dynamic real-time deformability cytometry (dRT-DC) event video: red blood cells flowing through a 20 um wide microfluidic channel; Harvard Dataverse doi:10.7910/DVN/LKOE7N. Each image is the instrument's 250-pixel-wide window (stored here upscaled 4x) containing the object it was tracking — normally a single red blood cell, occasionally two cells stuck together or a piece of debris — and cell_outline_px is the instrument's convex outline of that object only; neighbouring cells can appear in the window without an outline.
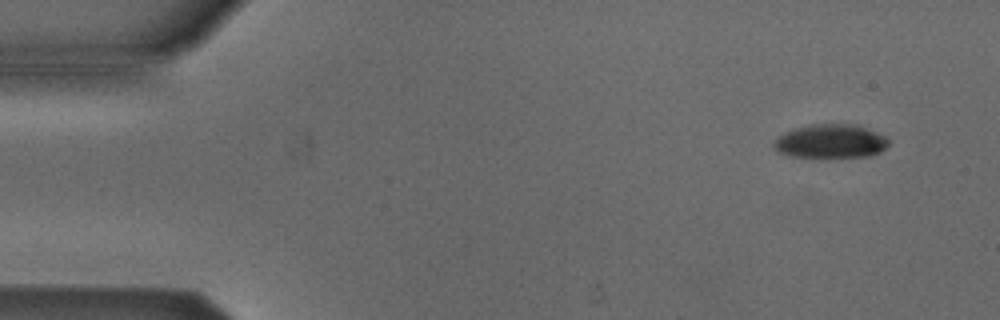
{"species": "Egyptian fruit bat (a non-hibernating species)", "species_latin": "Rousettus aegyptiacus", "temperature_condition": "cold", "stored_images_in_passage": 4, "camera_frame_rate_fps": 3000, "um_per_image_px": 0.085, "animal": {"sex": "male"}, "frame": {"image": 1, "passage_image": 1, "time_ms": 0.0, "image_size_px": [1000, 320], "cell_outline_px": [[888, 144], [880, 152], [868, 156], [828, 160], [792, 156], [780, 152], [772, 144], [784, 132], [796, 128], [812, 124], [860, 124], [884, 136], [888, 140]], "centroid_in_image_um": [70.63, 12.05], "position_along_channel_um": 14.4, "area_um2": 23.24}}